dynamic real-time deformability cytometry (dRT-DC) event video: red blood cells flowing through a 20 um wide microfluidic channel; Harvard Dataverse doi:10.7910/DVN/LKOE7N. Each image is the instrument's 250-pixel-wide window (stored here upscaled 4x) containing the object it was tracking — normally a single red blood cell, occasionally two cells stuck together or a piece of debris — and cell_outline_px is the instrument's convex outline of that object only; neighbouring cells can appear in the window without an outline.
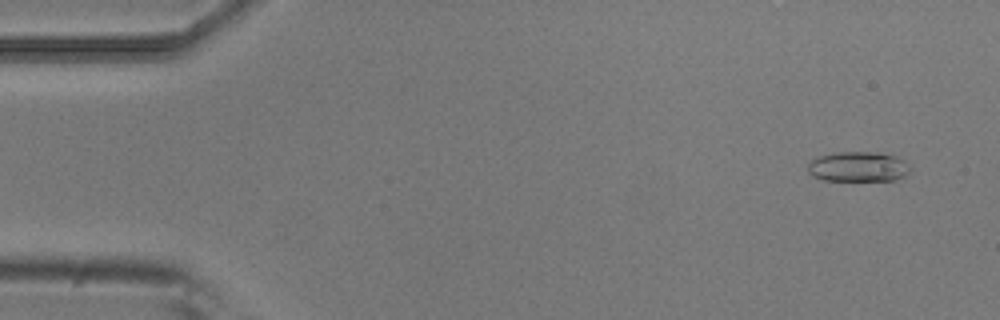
{"species": "common noctule bat (a hibernating species)", "species_latin": "Nyctalus noctula", "temperature_condition": "room temperature", "stored_images_in_passage": 5, "camera_frame_rate_fps": 3000, "um_per_image_px": 0.085, "animal": {"sex": "male", "body_mass_g": 20.5, "forearm_length_mm": 52.5}, "frame": {"image": 1, "passage_image": 1, "time_ms": 0.0, "image_size_px": [1000, 320], "cell_outline_px": [[912, 168], [904, 176], [892, 180], [824, 180], [812, 176], [808, 172], [808, 164], [812, 160], [820, 156], [836, 152], [876, 152], [896, 156], [904, 160]], "centroid_in_image_um": [72.95, 14.16], "position_along_channel_um": 12.0, "area_um2": 17.86}}
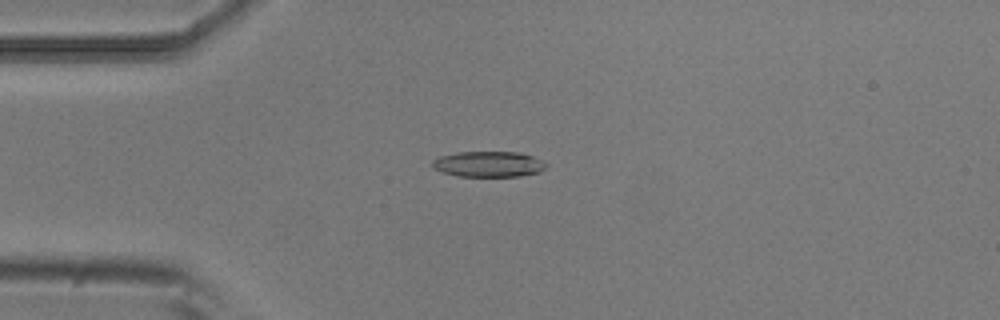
{"frame": {"image": 2, "passage_image": 4, "time_ms": 1.0, "image_size_px": [1000, 320], "cell_outline_px": [[548, 164], [540, 172], [520, 176], [460, 176], [444, 172], [432, 168], [432, 160], [440, 156], [456, 152], [516, 152], [532, 156]], "centroid_in_image_um": [41.51, 13.95], "position_along_channel_um": 43.5, "area_um2": 16.88}}
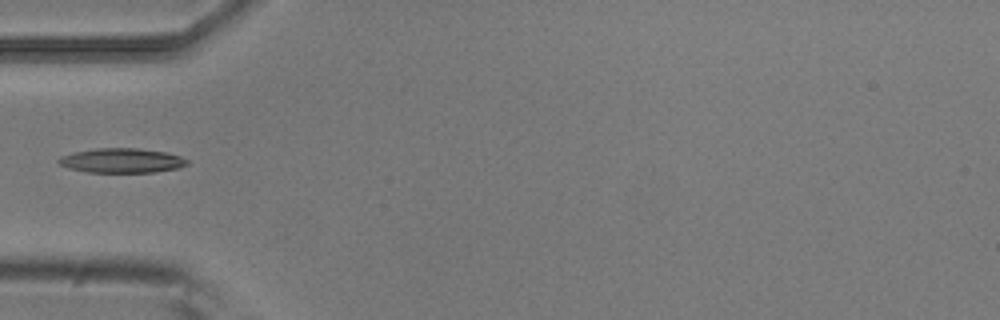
{"frame": {"image": 3, "passage_image": 5, "time_ms": 1.333, "image_size_px": [1000, 320], "cell_outline_px": [[188, 164], [180, 168], [152, 172], [88, 172], [72, 168], [60, 164], [56, 160], [60, 156], [72, 152], [96, 148], [136, 148], [168, 152], [180, 156], [188, 160]], "centroid_in_image_um": [10.37, 13.63], "position_along_channel_um": 74.6, "area_um2": 18.38}}